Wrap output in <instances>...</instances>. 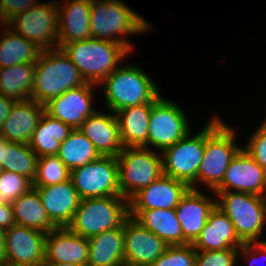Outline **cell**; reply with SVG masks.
<instances>
[{"instance_id":"1","label":"cell","mask_w":266,"mask_h":266,"mask_svg":"<svg viewBox=\"0 0 266 266\" xmlns=\"http://www.w3.org/2000/svg\"><path fill=\"white\" fill-rule=\"evenodd\" d=\"M87 83L99 85L130 51L122 44L100 39L70 42L60 48Z\"/></svg>"},{"instance_id":"2","label":"cell","mask_w":266,"mask_h":266,"mask_svg":"<svg viewBox=\"0 0 266 266\" xmlns=\"http://www.w3.org/2000/svg\"><path fill=\"white\" fill-rule=\"evenodd\" d=\"M86 83L79 69L61 49L44 50L35 63L31 99L46 104L50 99Z\"/></svg>"},{"instance_id":"3","label":"cell","mask_w":266,"mask_h":266,"mask_svg":"<svg viewBox=\"0 0 266 266\" xmlns=\"http://www.w3.org/2000/svg\"><path fill=\"white\" fill-rule=\"evenodd\" d=\"M150 24L121 0H91L90 31L91 38L114 41L133 50L126 34L144 33ZM121 38H117V35Z\"/></svg>"},{"instance_id":"4","label":"cell","mask_w":266,"mask_h":266,"mask_svg":"<svg viewBox=\"0 0 266 266\" xmlns=\"http://www.w3.org/2000/svg\"><path fill=\"white\" fill-rule=\"evenodd\" d=\"M100 85L104 87L105 104L114 113L129 106L155 103L161 97L154 81L136 65L119 66Z\"/></svg>"},{"instance_id":"5","label":"cell","mask_w":266,"mask_h":266,"mask_svg":"<svg viewBox=\"0 0 266 266\" xmlns=\"http://www.w3.org/2000/svg\"><path fill=\"white\" fill-rule=\"evenodd\" d=\"M128 217V200L122 196L81 199L67 228L89 239L120 227Z\"/></svg>"},{"instance_id":"6","label":"cell","mask_w":266,"mask_h":266,"mask_svg":"<svg viewBox=\"0 0 266 266\" xmlns=\"http://www.w3.org/2000/svg\"><path fill=\"white\" fill-rule=\"evenodd\" d=\"M235 132L219 118L206 124V144L202 162L197 174V182H203L212 191L221 183L229 163L243 148L236 143Z\"/></svg>"},{"instance_id":"7","label":"cell","mask_w":266,"mask_h":266,"mask_svg":"<svg viewBox=\"0 0 266 266\" xmlns=\"http://www.w3.org/2000/svg\"><path fill=\"white\" fill-rule=\"evenodd\" d=\"M216 206L234 225L243 243L260 242L258 238L266 223V197L233 191L214 192Z\"/></svg>"},{"instance_id":"8","label":"cell","mask_w":266,"mask_h":266,"mask_svg":"<svg viewBox=\"0 0 266 266\" xmlns=\"http://www.w3.org/2000/svg\"><path fill=\"white\" fill-rule=\"evenodd\" d=\"M121 196L129 200L163 175L162 156L146 147H123L117 156Z\"/></svg>"},{"instance_id":"9","label":"cell","mask_w":266,"mask_h":266,"mask_svg":"<svg viewBox=\"0 0 266 266\" xmlns=\"http://www.w3.org/2000/svg\"><path fill=\"white\" fill-rule=\"evenodd\" d=\"M190 132L162 152L163 174L197 190V174L206 144V126L195 136ZM196 187V188H195Z\"/></svg>"},{"instance_id":"10","label":"cell","mask_w":266,"mask_h":266,"mask_svg":"<svg viewBox=\"0 0 266 266\" xmlns=\"http://www.w3.org/2000/svg\"><path fill=\"white\" fill-rule=\"evenodd\" d=\"M58 21L57 2H43L16 15L6 26L12 25L16 34L44 51L58 48Z\"/></svg>"},{"instance_id":"11","label":"cell","mask_w":266,"mask_h":266,"mask_svg":"<svg viewBox=\"0 0 266 266\" xmlns=\"http://www.w3.org/2000/svg\"><path fill=\"white\" fill-rule=\"evenodd\" d=\"M70 178L80 199L121 196L117 157L100 156L84 167L73 169Z\"/></svg>"},{"instance_id":"12","label":"cell","mask_w":266,"mask_h":266,"mask_svg":"<svg viewBox=\"0 0 266 266\" xmlns=\"http://www.w3.org/2000/svg\"><path fill=\"white\" fill-rule=\"evenodd\" d=\"M186 117L178 105L161 96L151 107L148 146L163 152L185 137L190 132Z\"/></svg>"},{"instance_id":"13","label":"cell","mask_w":266,"mask_h":266,"mask_svg":"<svg viewBox=\"0 0 266 266\" xmlns=\"http://www.w3.org/2000/svg\"><path fill=\"white\" fill-rule=\"evenodd\" d=\"M46 233L21 225L5 230L4 264L44 266Z\"/></svg>"},{"instance_id":"14","label":"cell","mask_w":266,"mask_h":266,"mask_svg":"<svg viewBox=\"0 0 266 266\" xmlns=\"http://www.w3.org/2000/svg\"><path fill=\"white\" fill-rule=\"evenodd\" d=\"M243 192L266 197V171L242 148L229 163L213 192Z\"/></svg>"},{"instance_id":"15","label":"cell","mask_w":266,"mask_h":266,"mask_svg":"<svg viewBox=\"0 0 266 266\" xmlns=\"http://www.w3.org/2000/svg\"><path fill=\"white\" fill-rule=\"evenodd\" d=\"M168 245L132 217L124 221L125 266H150Z\"/></svg>"},{"instance_id":"16","label":"cell","mask_w":266,"mask_h":266,"mask_svg":"<svg viewBox=\"0 0 266 266\" xmlns=\"http://www.w3.org/2000/svg\"><path fill=\"white\" fill-rule=\"evenodd\" d=\"M93 86L96 87L94 84L86 83L50 99L44 104L45 112L72 129H78L88 116L96 112L91 104Z\"/></svg>"},{"instance_id":"17","label":"cell","mask_w":266,"mask_h":266,"mask_svg":"<svg viewBox=\"0 0 266 266\" xmlns=\"http://www.w3.org/2000/svg\"><path fill=\"white\" fill-rule=\"evenodd\" d=\"M189 189L185 182L163 174L128 200L129 210L175 209Z\"/></svg>"},{"instance_id":"18","label":"cell","mask_w":266,"mask_h":266,"mask_svg":"<svg viewBox=\"0 0 266 266\" xmlns=\"http://www.w3.org/2000/svg\"><path fill=\"white\" fill-rule=\"evenodd\" d=\"M215 207L216 200L208 199L199 189H189L181 198L175 212L181 224L184 245L196 241Z\"/></svg>"},{"instance_id":"19","label":"cell","mask_w":266,"mask_h":266,"mask_svg":"<svg viewBox=\"0 0 266 266\" xmlns=\"http://www.w3.org/2000/svg\"><path fill=\"white\" fill-rule=\"evenodd\" d=\"M50 221L57 227H67L73 219L80 197L71 178L51 186L34 187Z\"/></svg>"},{"instance_id":"20","label":"cell","mask_w":266,"mask_h":266,"mask_svg":"<svg viewBox=\"0 0 266 266\" xmlns=\"http://www.w3.org/2000/svg\"><path fill=\"white\" fill-rule=\"evenodd\" d=\"M92 142L101 156L117 157L122 151L120 126L116 114L96 111L78 128Z\"/></svg>"},{"instance_id":"21","label":"cell","mask_w":266,"mask_h":266,"mask_svg":"<svg viewBox=\"0 0 266 266\" xmlns=\"http://www.w3.org/2000/svg\"><path fill=\"white\" fill-rule=\"evenodd\" d=\"M87 238L71 232L67 227L51 230L45 238V261L82 264L88 261Z\"/></svg>"},{"instance_id":"22","label":"cell","mask_w":266,"mask_h":266,"mask_svg":"<svg viewBox=\"0 0 266 266\" xmlns=\"http://www.w3.org/2000/svg\"><path fill=\"white\" fill-rule=\"evenodd\" d=\"M57 10L59 49L67 43L91 38V0H71L63 6L57 3Z\"/></svg>"},{"instance_id":"23","label":"cell","mask_w":266,"mask_h":266,"mask_svg":"<svg viewBox=\"0 0 266 266\" xmlns=\"http://www.w3.org/2000/svg\"><path fill=\"white\" fill-rule=\"evenodd\" d=\"M44 112V104L35 100L16 101L0 134L9 142L28 144Z\"/></svg>"},{"instance_id":"24","label":"cell","mask_w":266,"mask_h":266,"mask_svg":"<svg viewBox=\"0 0 266 266\" xmlns=\"http://www.w3.org/2000/svg\"><path fill=\"white\" fill-rule=\"evenodd\" d=\"M243 244L228 216L216 206L192 245L196 251H217L239 249Z\"/></svg>"},{"instance_id":"25","label":"cell","mask_w":266,"mask_h":266,"mask_svg":"<svg viewBox=\"0 0 266 266\" xmlns=\"http://www.w3.org/2000/svg\"><path fill=\"white\" fill-rule=\"evenodd\" d=\"M129 216L168 246L184 245L183 232L175 209L129 210Z\"/></svg>"},{"instance_id":"26","label":"cell","mask_w":266,"mask_h":266,"mask_svg":"<svg viewBox=\"0 0 266 266\" xmlns=\"http://www.w3.org/2000/svg\"><path fill=\"white\" fill-rule=\"evenodd\" d=\"M89 266H125L124 223L88 239Z\"/></svg>"},{"instance_id":"27","label":"cell","mask_w":266,"mask_h":266,"mask_svg":"<svg viewBox=\"0 0 266 266\" xmlns=\"http://www.w3.org/2000/svg\"><path fill=\"white\" fill-rule=\"evenodd\" d=\"M153 104L129 106L115 113L120 126L123 147L148 148L149 121Z\"/></svg>"},{"instance_id":"28","label":"cell","mask_w":266,"mask_h":266,"mask_svg":"<svg viewBox=\"0 0 266 266\" xmlns=\"http://www.w3.org/2000/svg\"><path fill=\"white\" fill-rule=\"evenodd\" d=\"M72 130L69 125L44 112L28 145L39 157L57 155L61 142Z\"/></svg>"},{"instance_id":"29","label":"cell","mask_w":266,"mask_h":266,"mask_svg":"<svg viewBox=\"0 0 266 266\" xmlns=\"http://www.w3.org/2000/svg\"><path fill=\"white\" fill-rule=\"evenodd\" d=\"M15 223L44 233L57 227L50 221L37 190L32 187L12 203Z\"/></svg>"},{"instance_id":"30","label":"cell","mask_w":266,"mask_h":266,"mask_svg":"<svg viewBox=\"0 0 266 266\" xmlns=\"http://www.w3.org/2000/svg\"><path fill=\"white\" fill-rule=\"evenodd\" d=\"M35 64L20 63L0 68V94L15 101L31 99Z\"/></svg>"},{"instance_id":"31","label":"cell","mask_w":266,"mask_h":266,"mask_svg":"<svg viewBox=\"0 0 266 266\" xmlns=\"http://www.w3.org/2000/svg\"><path fill=\"white\" fill-rule=\"evenodd\" d=\"M4 33L0 38V68L37 62L42 51L39 47L12 29L8 28Z\"/></svg>"},{"instance_id":"32","label":"cell","mask_w":266,"mask_h":266,"mask_svg":"<svg viewBox=\"0 0 266 266\" xmlns=\"http://www.w3.org/2000/svg\"><path fill=\"white\" fill-rule=\"evenodd\" d=\"M57 156L72 171L75 168L84 167L101 155L94 144L79 129H73L61 142Z\"/></svg>"},{"instance_id":"33","label":"cell","mask_w":266,"mask_h":266,"mask_svg":"<svg viewBox=\"0 0 266 266\" xmlns=\"http://www.w3.org/2000/svg\"><path fill=\"white\" fill-rule=\"evenodd\" d=\"M39 156L28 144L4 141L2 170L21 174L32 182L37 175Z\"/></svg>"},{"instance_id":"34","label":"cell","mask_w":266,"mask_h":266,"mask_svg":"<svg viewBox=\"0 0 266 266\" xmlns=\"http://www.w3.org/2000/svg\"><path fill=\"white\" fill-rule=\"evenodd\" d=\"M71 171L57 155L41 156L33 187L51 186L70 179Z\"/></svg>"},{"instance_id":"35","label":"cell","mask_w":266,"mask_h":266,"mask_svg":"<svg viewBox=\"0 0 266 266\" xmlns=\"http://www.w3.org/2000/svg\"><path fill=\"white\" fill-rule=\"evenodd\" d=\"M32 187L33 182L27 177L3 170L0 175V203L11 204Z\"/></svg>"},{"instance_id":"36","label":"cell","mask_w":266,"mask_h":266,"mask_svg":"<svg viewBox=\"0 0 266 266\" xmlns=\"http://www.w3.org/2000/svg\"><path fill=\"white\" fill-rule=\"evenodd\" d=\"M196 254L192 244L168 246L150 266H195Z\"/></svg>"},{"instance_id":"37","label":"cell","mask_w":266,"mask_h":266,"mask_svg":"<svg viewBox=\"0 0 266 266\" xmlns=\"http://www.w3.org/2000/svg\"><path fill=\"white\" fill-rule=\"evenodd\" d=\"M238 250L197 251L195 266H235Z\"/></svg>"},{"instance_id":"38","label":"cell","mask_w":266,"mask_h":266,"mask_svg":"<svg viewBox=\"0 0 266 266\" xmlns=\"http://www.w3.org/2000/svg\"><path fill=\"white\" fill-rule=\"evenodd\" d=\"M244 149L266 171V127L261 125Z\"/></svg>"},{"instance_id":"39","label":"cell","mask_w":266,"mask_h":266,"mask_svg":"<svg viewBox=\"0 0 266 266\" xmlns=\"http://www.w3.org/2000/svg\"><path fill=\"white\" fill-rule=\"evenodd\" d=\"M37 4L36 0H0L3 22L7 25L16 15L29 10Z\"/></svg>"},{"instance_id":"40","label":"cell","mask_w":266,"mask_h":266,"mask_svg":"<svg viewBox=\"0 0 266 266\" xmlns=\"http://www.w3.org/2000/svg\"><path fill=\"white\" fill-rule=\"evenodd\" d=\"M240 252L243 254V256H247L248 255L249 257H251V260L253 262L256 261L258 259L257 257L262 255V254H263L262 257L264 258V256H265V258H266V241L261 240L260 242H247V243H244L239 248L238 254ZM254 264L252 263L251 266H254Z\"/></svg>"},{"instance_id":"41","label":"cell","mask_w":266,"mask_h":266,"mask_svg":"<svg viewBox=\"0 0 266 266\" xmlns=\"http://www.w3.org/2000/svg\"><path fill=\"white\" fill-rule=\"evenodd\" d=\"M15 224L12 205L0 203V228L7 230Z\"/></svg>"},{"instance_id":"42","label":"cell","mask_w":266,"mask_h":266,"mask_svg":"<svg viewBox=\"0 0 266 266\" xmlns=\"http://www.w3.org/2000/svg\"><path fill=\"white\" fill-rule=\"evenodd\" d=\"M16 101L14 99L5 97L4 95L0 94V130L3 126V122L5 118L9 115L12 106Z\"/></svg>"},{"instance_id":"43","label":"cell","mask_w":266,"mask_h":266,"mask_svg":"<svg viewBox=\"0 0 266 266\" xmlns=\"http://www.w3.org/2000/svg\"><path fill=\"white\" fill-rule=\"evenodd\" d=\"M5 257V230L0 228V265L4 264Z\"/></svg>"},{"instance_id":"44","label":"cell","mask_w":266,"mask_h":266,"mask_svg":"<svg viewBox=\"0 0 266 266\" xmlns=\"http://www.w3.org/2000/svg\"><path fill=\"white\" fill-rule=\"evenodd\" d=\"M44 266H89L87 263L73 264V263H60V262H44Z\"/></svg>"},{"instance_id":"45","label":"cell","mask_w":266,"mask_h":266,"mask_svg":"<svg viewBox=\"0 0 266 266\" xmlns=\"http://www.w3.org/2000/svg\"><path fill=\"white\" fill-rule=\"evenodd\" d=\"M6 139L0 134V165L3 166V155H4V141Z\"/></svg>"},{"instance_id":"46","label":"cell","mask_w":266,"mask_h":266,"mask_svg":"<svg viewBox=\"0 0 266 266\" xmlns=\"http://www.w3.org/2000/svg\"><path fill=\"white\" fill-rule=\"evenodd\" d=\"M0 21H1V24L3 23L2 28H4L6 26V24L3 22L1 9H0ZM3 25H4V27H3Z\"/></svg>"},{"instance_id":"47","label":"cell","mask_w":266,"mask_h":266,"mask_svg":"<svg viewBox=\"0 0 266 266\" xmlns=\"http://www.w3.org/2000/svg\"><path fill=\"white\" fill-rule=\"evenodd\" d=\"M261 125H263V126H265L266 127V119L264 120V122H262V124Z\"/></svg>"},{"instance_id":"48","label":"cell","mask_w":266,"mask_h":266,"mask_svg":"<svg viewBox=\"0 0 266 266\" xmlns=\"http://www.w3.org/2000/svg\"><path fill=\"white\" fill-rule=\"evenodd\" d=\"M2 171H3V170H2V166L0 165V175H1Z\"/></svg>"}]
</instances>
